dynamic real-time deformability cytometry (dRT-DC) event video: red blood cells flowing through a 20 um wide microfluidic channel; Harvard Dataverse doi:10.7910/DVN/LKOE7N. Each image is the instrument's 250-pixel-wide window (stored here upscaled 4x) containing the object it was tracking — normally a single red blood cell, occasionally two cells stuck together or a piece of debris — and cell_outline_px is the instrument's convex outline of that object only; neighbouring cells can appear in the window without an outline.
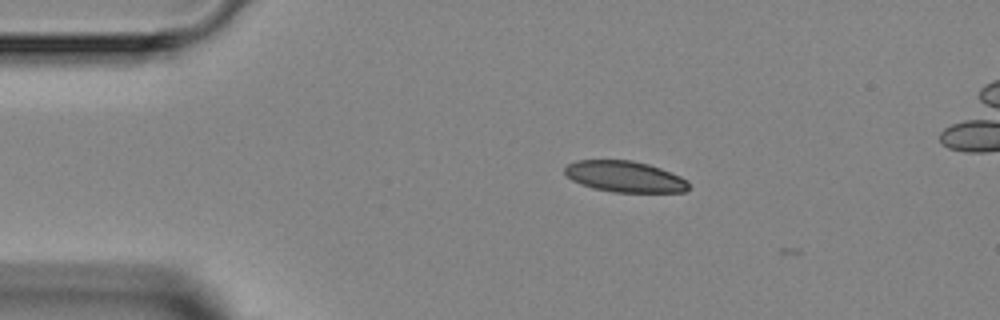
{"species": "Egyptian fruit bat (a non-hibernating species)", "species_latin": "Rousettus aegyptiacus", "temperature_condition": "room temperature", "stored_images_in_passage": 3, "camera_frame_rate_fps": 3000, "um_per_image_px": 0.085, "animal": {"sex": "female"}, "frame": {"image": 1, "passage_image": 2, "time_ms": 1.667, "image_size_px": [1000, 320], "cell_outline_px": [[688, 188], [684, 192], [612, 192], [592, 188], [580, 184], [572, 180], [564, 172], [564, 168], [568, 164], [576, 160], [632, 160], [648, 164], [660, 168], [680, 176], [688, 180]], "centroid_in_image_um": [53.09, 15.01], "position_along_channel_um": 31.9, "area_um2": 22.48}}